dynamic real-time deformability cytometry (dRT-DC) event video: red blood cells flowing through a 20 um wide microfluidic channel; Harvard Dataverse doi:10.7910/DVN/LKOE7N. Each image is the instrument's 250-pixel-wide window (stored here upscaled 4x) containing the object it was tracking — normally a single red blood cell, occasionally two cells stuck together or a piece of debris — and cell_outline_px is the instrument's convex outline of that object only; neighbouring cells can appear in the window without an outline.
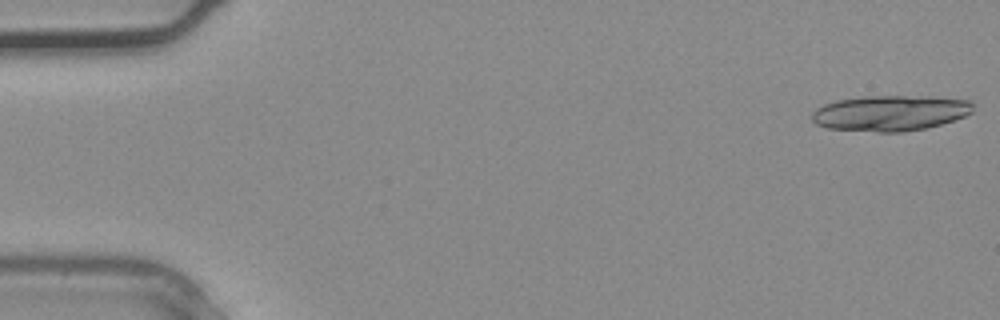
{"species": "common noctule bat (a hibernating species)", "species_latin": "Nyctalus noctula", "temperature_condition": "warm", "stored_images_in_passage": 12, "camera_frame_rate_fps": 3000, "um_per_image_px": 0.085, "animal": {"sex": "male", "body_mass_g": 20.4}, "frame": {"image": 1, "passage_image": 1, "time_ms": 0.0, "image_size_px": [1000, 320], "cell_outline_px": [[972, 112], [964, 116], [928, 128], [904, 132], [876, 132], [828, 128], [816, 124], [812, 120], [812, 112], [816, 108], [824, 104], [836, 100], [860, 96], [904, 96], [968, 100], [972, 104]], "centroid_in_image_um": [75.6, 9.62], "position_along_channel_um": 9.4, "area_um2": 33.18}}